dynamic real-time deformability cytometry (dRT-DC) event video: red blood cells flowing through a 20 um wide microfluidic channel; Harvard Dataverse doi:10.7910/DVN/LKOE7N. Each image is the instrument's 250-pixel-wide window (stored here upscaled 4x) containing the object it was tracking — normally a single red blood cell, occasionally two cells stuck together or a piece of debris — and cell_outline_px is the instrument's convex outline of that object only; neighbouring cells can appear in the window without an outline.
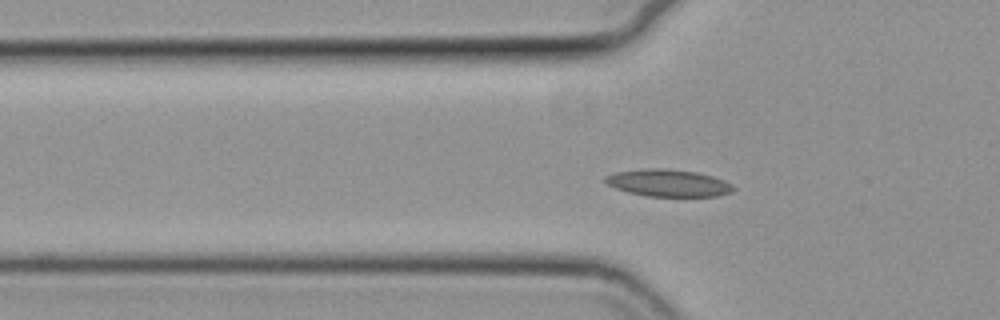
{"species": "common noctule bat (a hibernating species)", "species_latin": "Nyctalus noctula", "temperature_condition": "cold", "stored_images_in_passage": 57, "camera_frame_rate_fps": 3000, "um_per_image_px": 0.085, "animal": {"sex": "female", "body_mass_g": 19.3, "forearm_length_mm": 54.1}, "frame": {"image": 1, "passage_image": 19, "time_ms": 6.0, "image_size_px": [1000, 320], "cell_outline_px": [[736, 188], [732, 192], [716, 196], [648, 196], [628, 192], [616, 188], [608, 184], [604, 180], [604, 176], [616, 172], [648, 168], [664, 168], [696, 172], [712, 176], [724, 180], [732, 184]], "centroid_in_image_um": [56.82, 15.55], "position_along_channel_um": 69.0, "area_um2": 20.17}}
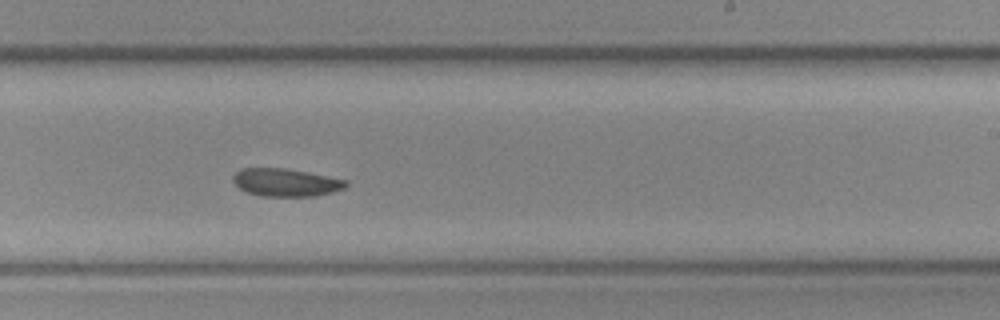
{"frame": {"image": 2, "passage_image": 35, "time_ms": 11.333, "image_size_px": [1000, 320], "cell_outline_px": [[348, 184], [344, 188], [332, 192], [312, 196], [264, 196], [248, 192], [240, 188], [232, 180], [232, 176], [240, 168], [284, 168], [328, 176], [348, 180]], "centroid_in_image_um": [24.29, 15.5], "position_along_channel_um": 264.7, "area_um2": 18.15}}
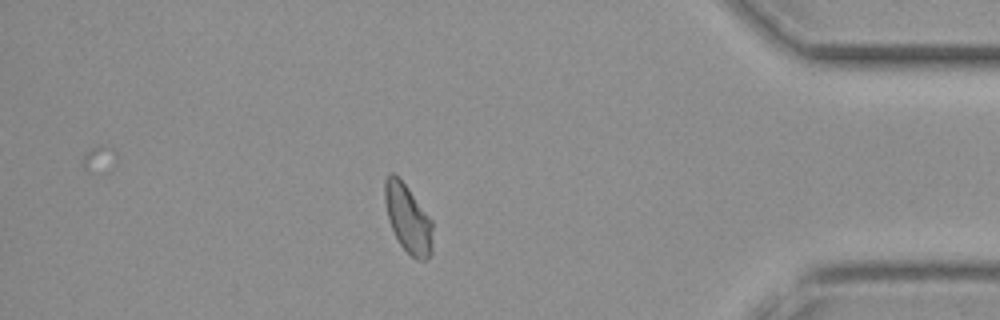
{"frame": {"image": 3, "passage_image": 49, "time_ms": 16.0, "image_size_px": [1000, 320], "cell_outline_px": [[432, 252], [428, 260], [420, 260], [412, 256], [400, 244], [388, 220], [384, 200], [384, 180], [388, 172], [392, 172], [408, 188], [432, 220]], "centroid_in_image_um": [34.67, 18.57], "position_along_channel_um": 400.5, "area_um2": 18.96}}